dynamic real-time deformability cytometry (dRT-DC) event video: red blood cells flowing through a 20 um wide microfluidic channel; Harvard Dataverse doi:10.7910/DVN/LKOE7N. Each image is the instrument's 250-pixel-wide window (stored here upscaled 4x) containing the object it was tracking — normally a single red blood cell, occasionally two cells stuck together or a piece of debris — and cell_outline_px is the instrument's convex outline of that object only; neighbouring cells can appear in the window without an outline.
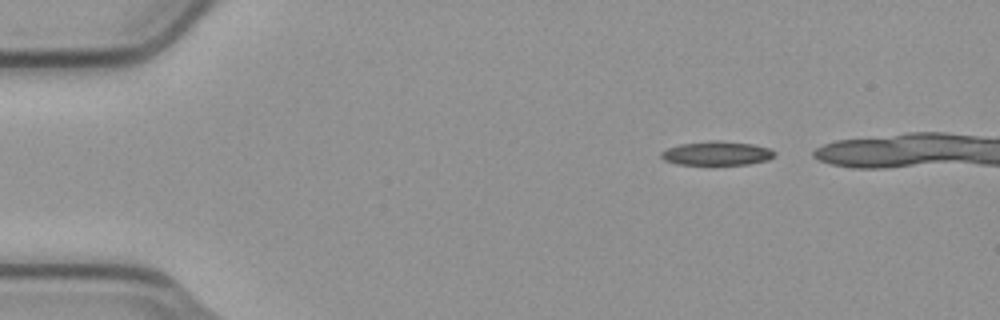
{"species": "common noctule bat (a hibernating species)", "species_latin": "Nyctalus noctula", "temperature_condition": "cold", "stored_images_in_passage": 8, "camera_frame_rate_fps": 3000, "um_per_image_px": 0.085, "animal": {"sex": "male", "body_mass_g": 23.1, "forearm_length_mm": 52.7}, "frame": {"image": 1, "passage_image": 1, "time_ms": 0.0, "image_size_px": [1000, 320], "cell_outline_px": [[776, 156], [768, 160], [748, 164], [676, 164], [664, 160], [660, 156], [660, 152], [668, 148], [680, 144], [708, 140], [720, 140], [752, 144], [772, 148], [776, 152]], "centroid_in_image_um": [60.96, 13.02], "position_along_channel_um": 24.0, "area_um2": 16.01}}
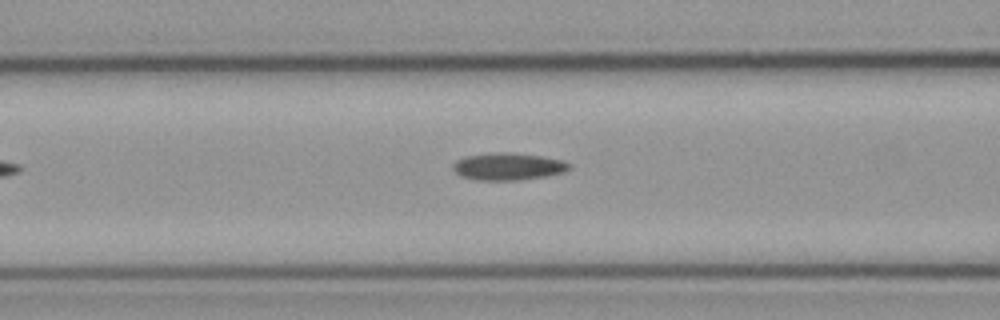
{"frame": {"image": 2, "passage_image": 7, "time_ms": 2.0, "image_size_px": [1000, 320], "cell_outline_px": [[572, 168], [564, 172], [544, 176], [520, 180], [476, 180], [460, 176], [452, 168], [452, 164], [456, 160], [468, 156], [540, 156], [560, 160], [572, 164]], "centroid_in_image_um": [43.21, 14.23], "position_along_channel_um": 123.4, "area_um2": 17.17}}